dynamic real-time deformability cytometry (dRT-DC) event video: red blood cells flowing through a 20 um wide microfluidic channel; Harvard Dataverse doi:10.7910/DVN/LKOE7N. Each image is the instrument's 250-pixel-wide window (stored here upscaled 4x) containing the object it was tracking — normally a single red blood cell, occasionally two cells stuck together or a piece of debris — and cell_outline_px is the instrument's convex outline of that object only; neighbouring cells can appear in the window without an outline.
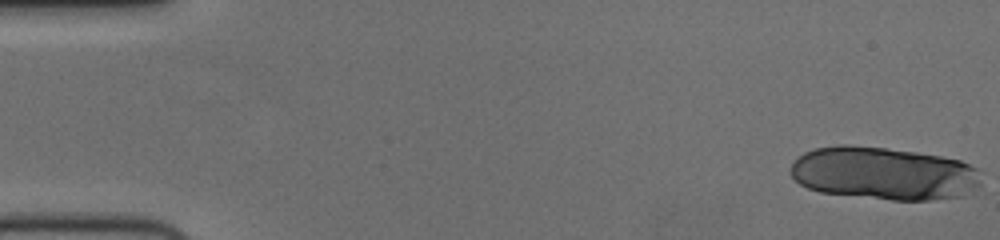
{"species": "human", "species_latin": "Homo sapiens", "temperature_condition": "cold", "stored_images_in_passage": 17, "camera_frame_rate_fps": 3000, "um_per_image_px": 0.085, "donor": {"sex": "female"}, "frame": {"image": 1, "passage_image": 1, "time_ms": 0.0, "image_size_px": [1000, 240], "cell_outline_px": [[980, 184], [960, 196], [928, 200], [892, 200], [820, 192], [808, 188], [800, 184], [792, 176], [792, 164], [804, 152], [816, 148], [844, 144], [884, 148], [916, 152], [940, 156], [960, 160], [976, 168]], "centroid_in_image_um": [75.08, 14.73], "position_along_channel_um": 9.9, "area_um2": 58.15}}